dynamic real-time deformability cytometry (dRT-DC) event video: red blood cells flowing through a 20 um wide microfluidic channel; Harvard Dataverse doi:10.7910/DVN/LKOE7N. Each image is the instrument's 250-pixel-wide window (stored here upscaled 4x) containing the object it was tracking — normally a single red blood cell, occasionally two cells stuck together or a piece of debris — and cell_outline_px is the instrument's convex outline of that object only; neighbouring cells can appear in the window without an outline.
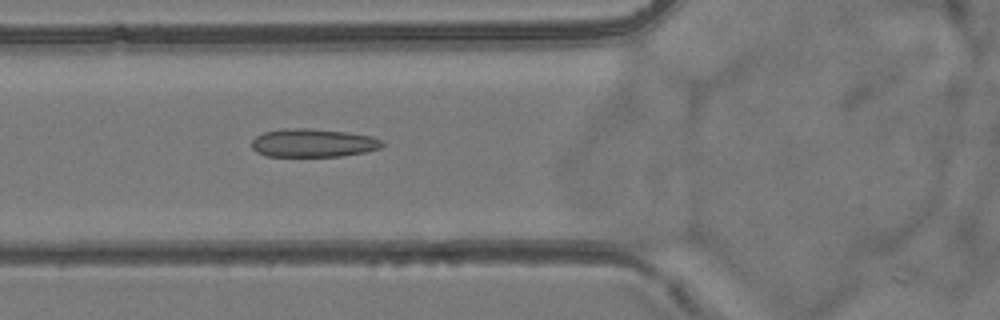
{"species": "common noctule bat (a hibernating species)", "species_latin": "Nyctalus noctula", "temperature_condition": "room temperature", "stored_images_in_passage": 24, "camera_frame_rate_fps": 3000, "um_per_image_px": 0.085, "animal": {"sex": "female", "body_mass_g": 24.6, "forearm_length_mm": 56.2}, "frame": {"image": 1, "passage_image": 20, "time_ms": 6.333, "image_size_px": [1000, 320], "cell_outline_px": [[384, 144], [380, 148], [364, 152], [340, 156], [264, 156], [256, 152], [252, 148], [252, 140], [256, 136], [264, 132], [284, 128], [308, 128], [348, 132], [372, 136], [384, 140]], "centroid_in_image_um": [26.61, 12.14], "position_along_channel_um": 99.2, "area_um2": 21.68}}
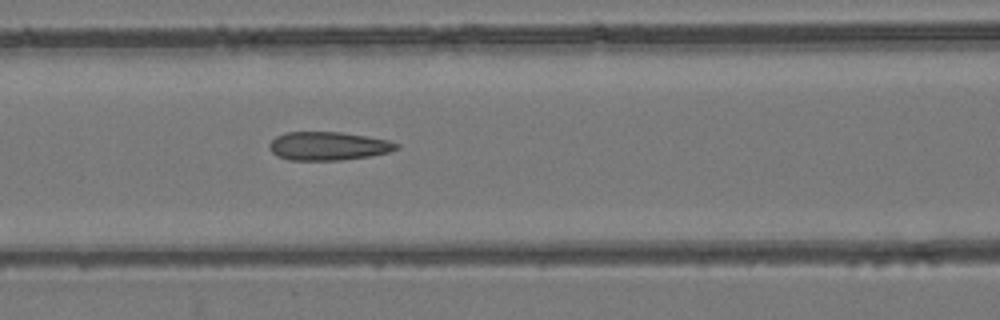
{"frame": {"image": 2, "passage_image": 23, "time_ms": 7.333, "image_size_px": [1000, 320], "cell_outline_px": [[400, 148], [388, 152], [372, 156], [340, 160], [288, 160], [276, 156], [268, 148], [268, 144], [276, 136], [288, 132], [340, 132], [368, 136], [388, 140], [400, 144]], "centroid_in_image_um": [27.9, 12.41], "position_along_channel_um": 138.7, "area_um2": 21.27}}